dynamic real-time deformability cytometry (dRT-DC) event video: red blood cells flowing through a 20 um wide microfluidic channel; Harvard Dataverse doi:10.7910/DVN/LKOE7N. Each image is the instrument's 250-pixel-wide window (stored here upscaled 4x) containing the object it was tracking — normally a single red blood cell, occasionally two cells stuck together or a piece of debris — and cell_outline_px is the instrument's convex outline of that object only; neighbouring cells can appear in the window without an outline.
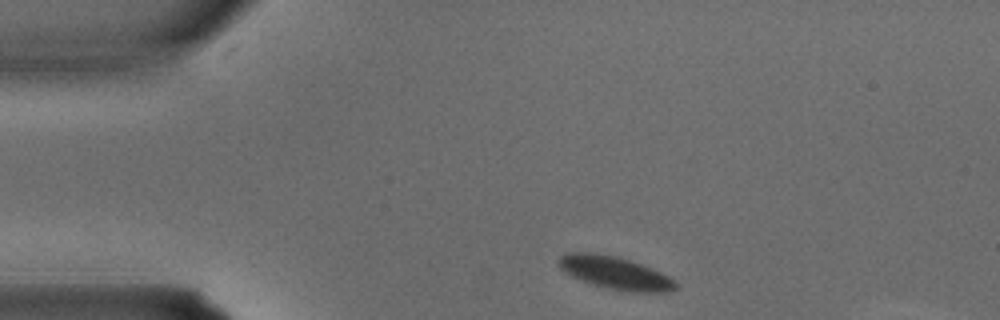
{"species": "common noctule bat (a hibernating species)", "species_latin": "Nyctalus noctula", "temperature_condition": "warm", "stored_images_in_passage": 2, "camera_frame_rate_fps": 3000, "um_per_image_px": 0.085, "animal": {"sex": "male", "body_mass_g": 15.6}, "frame": {"image": 1, "passage_image": 1, "time_ms": 0.0, "image_size_px": [1000, 320], "cell_outline_px": [[676, 288], [668, 292], [628, 292], [608, 288], [572, 276], [560, 268], [556, 260], [564, 252], [592, 252], [616, 256], [652, 268], [668, 276], [676, 284]], "centroid_in_image_um": [52.25, 23.17], "position_along_channel_um": 32.8, "area_um2": 22.02}}
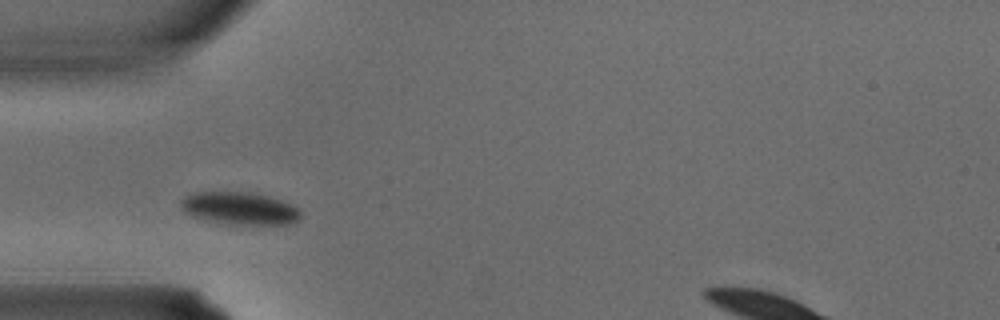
{"frame": {"image": 2, "passage_image": 2, "time_ms": 0.333, "image_size_px": [1000, 320], "cell_outline_px": [[300, 216], [292, 224], [228, 224], [192, 216], [184, 212], [180, 208], [180, 200], [184, 196], [192, 192], [248, 192], [268, 196], [292, 204], [300, 212]], "centroid_in_image_um": [20.32, 17.7], "position_along_channel_um": 64.7, "area_um2": 22.6}}